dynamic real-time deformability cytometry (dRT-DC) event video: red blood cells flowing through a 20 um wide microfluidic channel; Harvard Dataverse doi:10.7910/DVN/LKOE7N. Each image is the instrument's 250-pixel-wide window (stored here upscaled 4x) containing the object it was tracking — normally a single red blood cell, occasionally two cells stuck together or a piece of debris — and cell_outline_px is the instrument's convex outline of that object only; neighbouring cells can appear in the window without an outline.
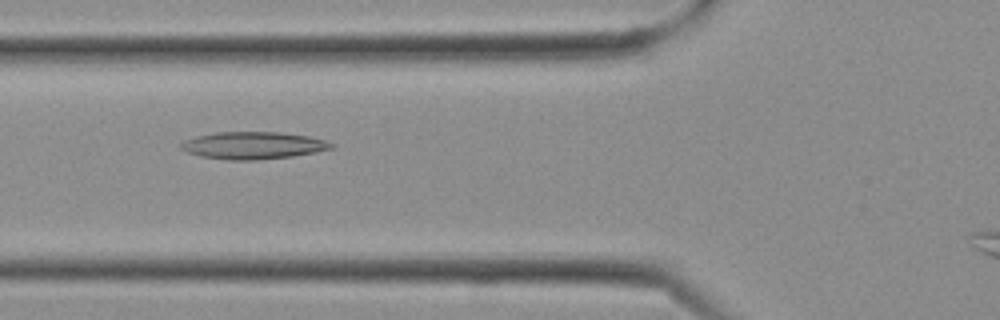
{"species": "Egyptian fruit bat (a non-hibernating species)", "species_latin": "Rousettus aegyptiacus", "temperature_condition": "cold", "stored_images_in_passage": 18, "camera_frame_rate_fps": 3000, "um_per_image_px": 0.085, "frame": {"image": 1, "passage_image": 3, "time_ms": 0.667, "image_size_px": [1000, 320], "cell_outline_px": [[336, 144], [332, 148], [316, 152], [292, 156], [256, 160], [228, 160], [200, 156], [188, 152], [180, 148], [180, 144], [184, 140], [196, 136], [216, 132], [280, 132], [308, 136], [324, 140]], "centroid_in_image_um": [21.51, 12.36], "position_along_channel_um": 104.3, "area_um2": 23.87}}
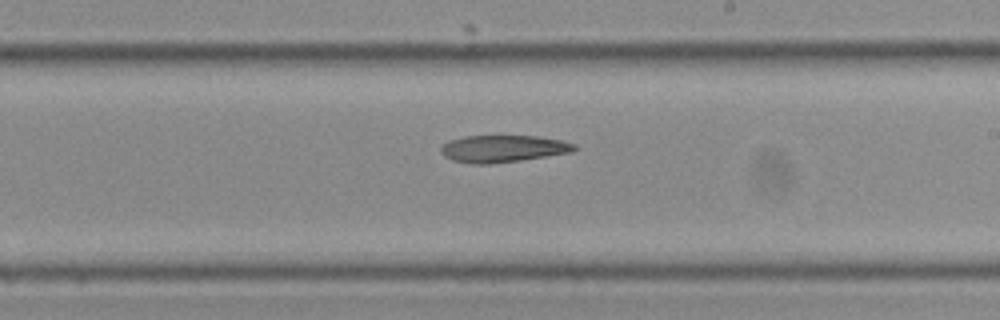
{"frame": {"image": 2, "passage_image": 9, "time_ms": 2.667, "image_size_px": [1000, 320], "cell_outline_px": [[576, 148], [572, 152], [520, 160], [488, 164], [468, 164], [452, 160], [444, 156], [440, 152], [440, 144], [448, 140], [464, 136], [536, 136], [560, 140], [576, 144]], "centroid_in_image_um": [42.68, 12.64], "position_along_channel_um": 246.3, "area_um2": 21.15}}
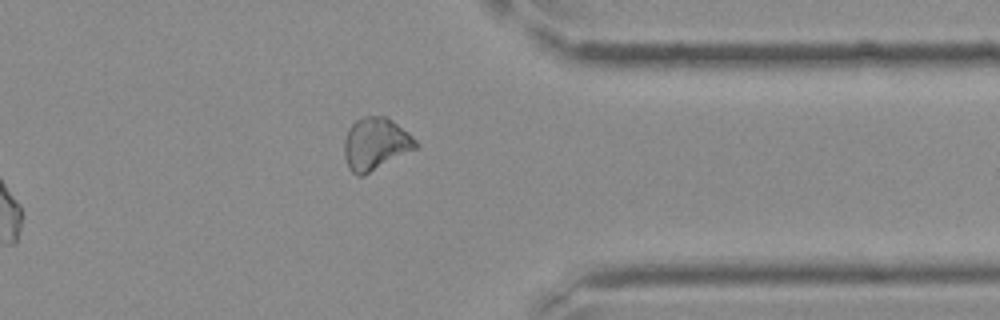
{"frame": {"image": 3, "passage_image": 15, "time_ms": 4.667, "image_size_px": [1000, 320], "cell_outline_px": [[420, 144], [416, 148], [364, 176], [356, 176], [348, 168], [344, 156], [344, 140], [348, 128], [360, 116], [384, 116], [392, 120], [408, 132]], "centroid_in_image_um": [31.9, 12.23], "position_along_channel_um": 379.5, "area_um2": 21.96}}